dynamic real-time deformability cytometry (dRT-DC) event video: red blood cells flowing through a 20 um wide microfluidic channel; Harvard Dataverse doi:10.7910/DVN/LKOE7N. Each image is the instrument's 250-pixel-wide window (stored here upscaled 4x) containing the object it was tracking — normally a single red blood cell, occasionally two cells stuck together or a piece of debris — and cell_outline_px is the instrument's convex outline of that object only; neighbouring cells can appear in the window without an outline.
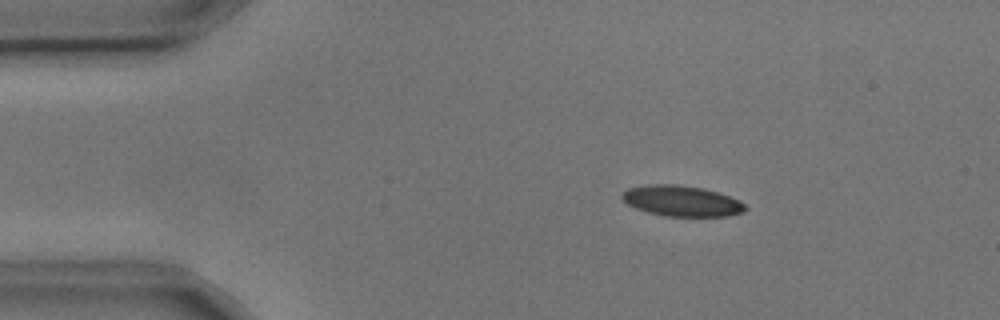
{"species": "common noctule bat (a hibernating species)", "species_latin": "Nyctalus noctula", "temperature_condition": "cold", "stored_images_in_passage": 3, "camera_frame_rate_fps": 3000, "um_per_image_px": 0.085, "animal": {"sex": "male", "body_mass_g": 17.9, "forearm_length_mm": 54.2}, "frame": {"image": 1, "passage_image": 2, "time_ms": 0.333, "image_size_px": [1000, 320], "cell_outline_px": [[748, 208], [744, 212], [728, 216], [664, 216], [648, 212], [636, 208], [628, 204], [620, 196], [628, 188], [652, 184], [676, 184], [704, 188], [720, 192], [740, 200]], "centroid_in_image_um": [57.99, 17.08], "position_along_channel_um": 27.0, "area_um2": 22.14}}